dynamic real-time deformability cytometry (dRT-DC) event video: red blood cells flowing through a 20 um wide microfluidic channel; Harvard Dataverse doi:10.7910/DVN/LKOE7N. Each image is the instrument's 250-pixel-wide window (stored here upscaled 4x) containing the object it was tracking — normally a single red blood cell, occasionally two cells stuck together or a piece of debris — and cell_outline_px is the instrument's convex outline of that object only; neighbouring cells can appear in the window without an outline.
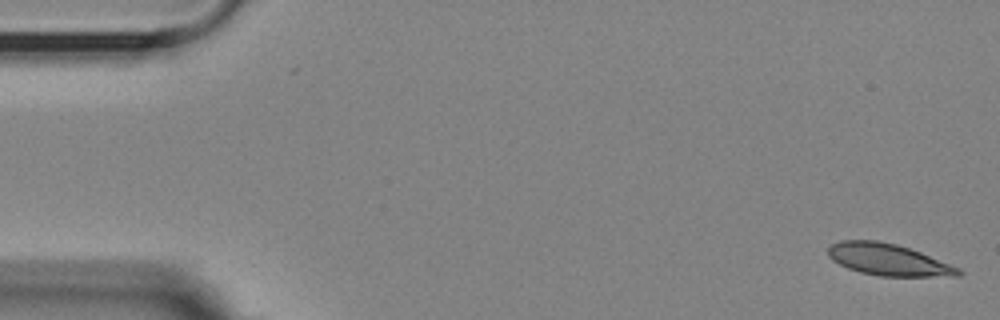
{"species": "Egyptian fruit bat (a non-hibernating species)", "species_latin": "Rousettus aegyptiacus", "temperature_condition": "room temperature", "stored_images_in_passage": 14, "camera_frame_rate_fps": 3000, "um_per_image_px": 0.085, "animal": {"sex": "female"}, "frame": {"image": 1, "passage_image": 1, "time_ms": 0.0, "image_size_px": [1000, 320], "cell_outline_px": [[964, 272], [960, 276], [880, 276], [860, 272], [848, 268], [832, 260], [828, 256], [828, 248], [832, 244], [840, 240], [876, 240], [896, 244], [920, 252], [960, 268]], "centroid_in_image_um": [75.5, 22.07], "position_along_channel_um": 9.5, "area_um2": 23.99}}
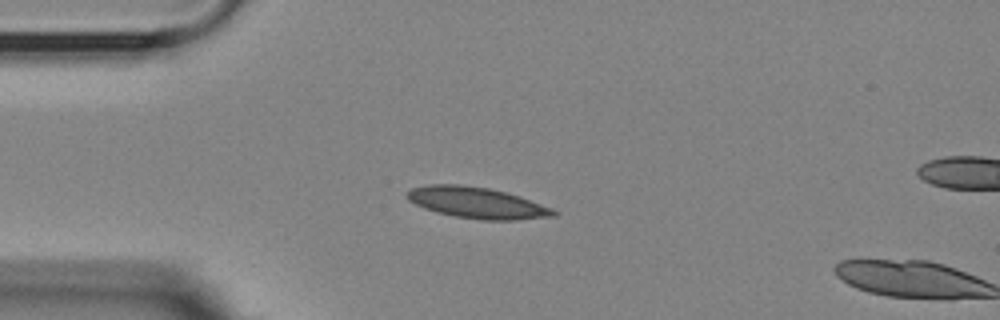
{"frame": {"image": 2, "passage_image": 13, "time_ms": 4.0, "image_size_px": [1000, 320], "cell_outline_px": [[560, 212], [556, 216], [516, 220], [480, 220], [456, 216], [436, 212], [424, 208], [408, 200], [408, 192], [412, 188], [428, 184], [460, 184], [488, 188], [520, 196], [552, 208]], "centroid_in_image_um": [40.58, 17.24], "position_along_channel_um": 44.4, "area_um2": 26.53}}